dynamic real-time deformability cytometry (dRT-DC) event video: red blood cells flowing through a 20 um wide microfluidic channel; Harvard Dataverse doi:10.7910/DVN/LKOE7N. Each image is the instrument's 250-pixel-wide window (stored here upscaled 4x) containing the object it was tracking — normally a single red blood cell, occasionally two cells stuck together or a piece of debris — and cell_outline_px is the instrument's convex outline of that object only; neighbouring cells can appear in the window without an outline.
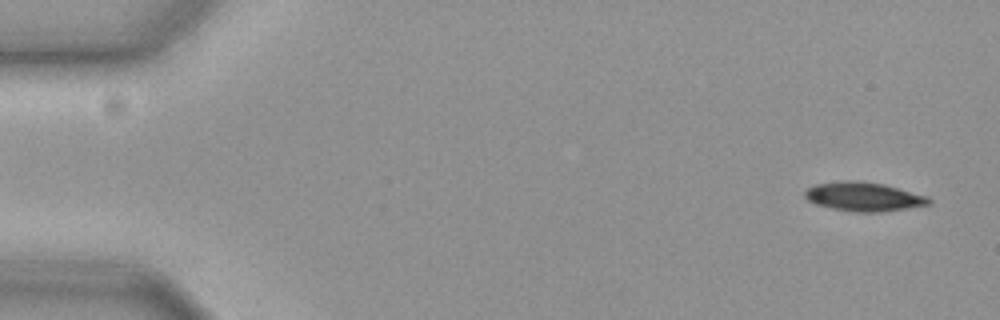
{"species": "common noctule bat (a hibernating species)", "species_latin": "Nyctalus noctula", "temperature_condition": "cold", "stored_images_in_passage": 16, "camera_frame_rate_fps": 3000, "um_per_image_px": 0.085, "animal": {"sex": "female", "body_mass_g": 19.3, "forearm_length_mm": 54.1}, "frame": {"image": 1, "passage_image": 2, "time_ms": 0.333, "image_size_px": [1000, 320], "cell_outline_px": [[932, 204], [908, 208], [880, 212], [856, 212], [832, 208], [816, 204], [808, 200], [804, 196], [804, 192], [808, 188], [816, 184], [844, 180], [856, 180], [884, 184], [928, 196], [932, 200]], "centroid_in_image_um": [73.44, 16.71], "position_along_channel_um": 11.6, "area_um2": 20.98}}